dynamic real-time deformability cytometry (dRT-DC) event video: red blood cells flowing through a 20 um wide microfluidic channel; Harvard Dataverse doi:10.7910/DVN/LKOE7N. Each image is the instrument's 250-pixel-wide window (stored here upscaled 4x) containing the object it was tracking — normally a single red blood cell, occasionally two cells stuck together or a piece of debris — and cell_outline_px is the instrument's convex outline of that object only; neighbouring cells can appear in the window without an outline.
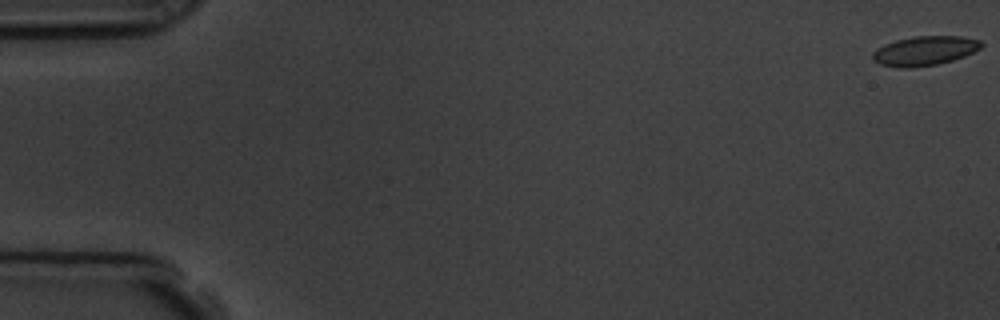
{"species": "common noctule bat (a hibernating species)", "species_latin": "Nyctalus noctula", "temperature_condition": "room temperature", "stored_images_in_passage": 54, "camera_frame_rate_fps": 3000, "um_per_image_px": 0.085, "animal": {"sex": "male", "body_mass_g": 19.5, "forearm_length_mm": 54.6}, "frame": {"image": 1, "passage_image": 1, "time_ms": 0.0, "image_size_px": [1000, 320], "cell_outline_px": [[984, 44], [980, 48], [964, 56], [952, 60], [936, 64], [908, 68], [900, 68], [880, 64], [872, 60], [872, 52], [884, 44], [896, 40], [912, 36], [960, 36], [980, 40]], "centroid_in_image_um": [78.57, 4.31], "position_along_channel_um": 6.4, "area_um2": 18.55}}
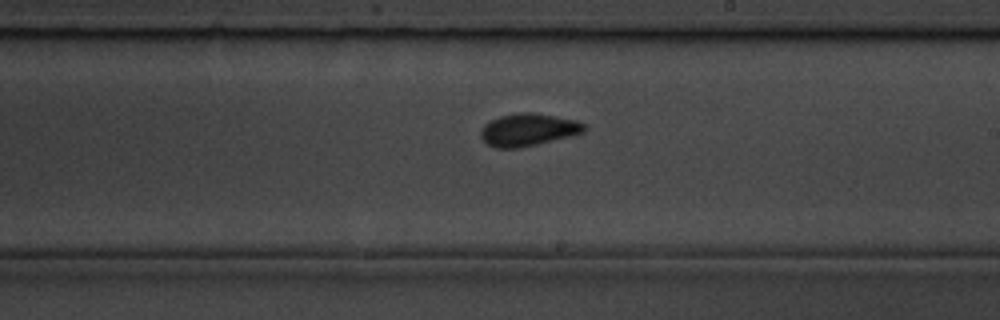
{"frame": {"image": 2, "passage_image": 32, "time_ms": 10.333, "image_size_px": [1000, 320], "cell_outline_px": [[588, 128], [584, 132], [536, 144], [516, 148], [496, 148], [488, 144], [480, 136], [480, 132], [484, 124], [500, 116], [520, 112], [532, 112], [556, 116], [576, 120], [584, 124]], "centroid_in_image_um": [44.89, 11.01], "position_along_channel_um": 244.1, "area_um2": 19.36}}
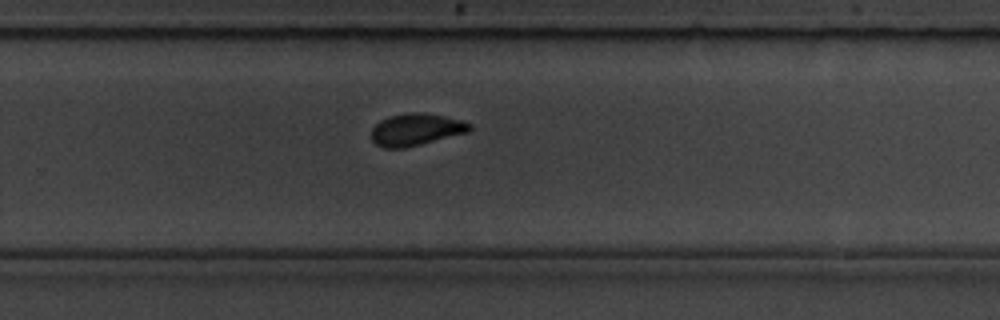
{"frame": {"image": 3, "passage_image": 36, "time_ms": 11.667, "image_size_px": [1000, 320], "cell_outline_px": [[472, 128], [468, 132], [404, 148], [384, 148], [376, 144], [372, 140], [372, 128], [380, 120], [388, 116], [408, 112], [420, 112], [444, 116], [464, 120], [472, 124]], "centroid_in_image_um": [35.36, 11.0], "position_along_channel_um": 294.4, "area_um2": 18.38}, "authors_computed_cell_mechanics": {"area_um2": 18.496, "velocity_mm_per_s": 3.7994, "shape_relaxation_time_tau1_ms": 4.793, "shape_relaxation_time_tau2_ms": 0.9103, "deformation_change_tau1": 0.1037, "deformation_change_tau2": 0.0435}}